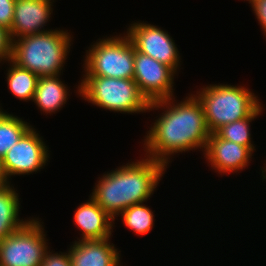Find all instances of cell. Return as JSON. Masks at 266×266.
I'll return each instance as SVG.
<instances>
[{
	"label": "cell",
	"instance_id": "9c48e42d",
	"mask_svg": "<svg viewBox=\"0 0 266 266\" xmlns=\"http://www.w3.org/2000/svg\"><path fill=\"white\" fill-rule=\"evenodd\" d=\"M127 35L136 50L158 62L169 66L175 73L180 68V55L175 40L160 27L148 23L135 22L127 29Z\"/></svg>",
	"mask_w": 266,
	"mask_h": 266
},
{
	"label": "cell",
	"instance_id": "484cf974",
	"mask_svg": "<svg viewBox=\"0 0 266 266\" xmlns=\"http://www.w3.org/2000/svg\"><path fill=\"white\" fill-rule=\"evenodd\" d=\"M266 166H264V168H263V170H262V174H261V176H263V180L264 179H266V168H265Z\"/></svg>",
	"mask_w": 266,
	"mask_h": 266
},
{
	"label": "cell",
	"instance_id": "d6986e66",
	"mask_svg": "<svg viewBox=\"0 0 266 266\" xmlns=\"http://www.w3.org/2000/svg\"><path fill=\"white\" fill-rule=\"evenodd\" d=\"M262 106L260 105L251 115L247 118L236 120L235 122L229 123L227 125L219 128L215 133L224 140H229L234 143L247 146L253 152L255 147L251 141V131L250 122L254 121L257 116L261 114Z\"/></svg>",
	"mask_w": 266,
	"mask_h": 266
},
{
	"label": "cell",
	"instance_id": "4fadbf2b",
	"mask_svg": "<svg viewBox=\"0 0 266 266\" xmlns=\"http://www.w3.org/2000/svg\"><path fill=\"white\" fill-rule=\"evenodd\" d=\"M110 238L103 240H79L70 246L72 266H122L120 254ZM113 244V245H112Z\"/></svg>",
	"mask_w": 266,
	"mask_h": 266
},
{
	"label": "cell",
	"instance_id": "30bf717a",
	"mask_svg": "<svg viewBox=\"0 0 266 266\" xmlns=\"http://www.w3.org/2000/svg\"><path fill=\"white\" fill-rule=\"evenodd\" d=\"M175 75L169 66L135 49L133 80L149 103L174 97L172 92Z\"/></svg>",
	"mask_w": 266,
	"mask_h": 266
},
{
	"label": "cell",
	"instance_id": "ba28073f",
	"mask_svg": "<svg viewBox=\"0 0 266 266\" xmlns=\"http://www.w3.org/2000/svg\"><path fill=\"white\" fill-rule=\"evenodd\" d=\"M48 152L43 138L31 127L2 157L7 181L10 183L12 175H29L44 168L50 156Z\"/></svg>",
	"mask_w": 266,
	"mask_h": 266
},
{
	"label": "cell",
	"instance_id": "3957f363",
	"mask_svg": "<svg viewBox=\"0 0 266 266\" xmlns=\"http://www.w3.org/2000/svg\"><path fill=\"white\" fill-rule=\"evenodd\" d=\"M71 41L70 33L60 29L24 36L13 40L11 60L39 77L61 75Z\"/></svg>",
	"mask_w": 266,
	"mask_h": 266
},
{
	"label": "cell",
	"instance_id": "ac0fdd59",
	"mask_svg": "<svg viewBox=\"0 0 266 266\" xmlns=\"http://www.w3.org/2000/svg\"><path fill=\"white\" fill-rule=\"evenodd\" d=\"M31 127L22 118L0 108V157L2 158Z\"/></svg>",
	"mask_w": 266,
	"mask_h": 266
},
{
	"label": "cell",
	"instance_id": "7402d4cb",
	"mask_svg": "<svg viewBox=\"0 0 266 266\" xmlns=\"http://www.w3.org/2000/svg\"><path fill=\"white\" fill-rule=\"evenodd\" d=\"M16 0H0V26L11 30Z\"/></svg>",
	"mask_w": 266,
	"mask_h": 266
},
{
	"label": "cell",
	"instance_id": "5bb4252c",
	"mask_svg": "<svg viewBox=\"0 0 266 266\" xmlns=\"http://www.w3.org/2000/svg\"><path fill=\"white\" fill-rule=\"evenodd\" d=\"M115 221L90 197L75 210L74 222L82 231L78 240H103L111 237Z\"/></svg>",
	"mask_w": 266,
	"mask_h": 266
},
{
	"label": "cell",
	"instance_id": "2e32d148",
	"mask_svg": "<svg viewBox=\"0 0 266 266\" xmlns=\"http://www.w3.org/2000/svg\"><path fill=\"white\" fill-rule=\"evenodd\" d=\"M11 183L0 185V241L20 229L30 219L19 218V195Z\"/></svg>",
	"mask_w": 266,
	"mask_h": 266
},
{
	"label": "cell",
	"instance_id": "9a60e30c",
	"mask_svg": "<svg viewBox=\"0 0 266 266\" xmlns=\"http://www.w3.org/2000/svg\"><path fill=\"white\" fill-rule=\"evenodd\" d=\"M67 88V85L60 80V75L39 77L32 101L40 111L47 114L55 113L67 102L69 95Z\"/></svg>",
	"mask_w": 266,
	"mask_h": 266
},
{
	"label": "cell",
	"instance_id": "7a4b0ae2",
	"mask_svg": "<svg viewBox=\"0 0 266 266\" xmlns=\"http://www.w3.org/2000/svg\"><path fill=\"white\" fill-rule=\"evenodd\" d=\"M166 168L163 163L146 156L129 162L110 173L105 172L95 183L91 197L115 220L129 206L148 201Z\"/></svg>",
	"mask_w": 266,
	"mask_h": 266
},
{
	"label": "cell",
	"instance_id": "5b68a950",
	"mask_svg": "<svg viewBox=\"0 0 266 266\" xmlns=\"http://www.w3.org/2000/svg\"><path fill=\"white\" fill-rule=\"evenodd\" d=\"M84 78V79H83ZM77 92L84 100L105 110L120 113H144L149 102L133 79L83 76Z\"/></svg>",
	"mask_w": 266,
	"mask_h": 266
},
{
	"label": "cell",
	"instance_id": "cb8c5ba5",
	"mask_svg": "<svg viewBox=\"0 0 266 266\" xmlns=\"http://www.w3.org/2000/svg\"><path fill=\"white\" fill-rule=\"evenodd\" d=\"M251 7L260 23L262 31H264V35L266 36V0H254L251 3Z\"/></svg>",
	"mask_w": 266,
	"mask_h": 266
},
{
	"label": "cell",
	"instance_id": "52a82bcc",
	"mask_svg": "<svg viewBox=\"0 0 266 266\" xmlns=\"http://www.w3.org/2000/svg\"><path fill=\"white\" fill-rule=\"evenodd\" d=\"M44 227L38 218L0 241V266H40L49 249Z\"/></svg>",
	"mask_w": 266,
	"mask_h": 266
},
{
	"label": "cell",
	"instance_id": "ffe728a7",
	"mask_svg": "<svg viewBox=\"0 0 266 266\" xmlns=\"http://www.w3.org/2000/svg\"><path fill=\"white\" fill-rule=\"evenodd\" d=\"M143 204L129 206L119 214L125 226L138 235L151 231L155 221L152 210Z\"/></svg>",
	"mask_w": 266,
	"mask_h": 266
},
{
	"label": "cell",
	"instance_id": "7c38bea8",
	"mask_svg": "<svg viewBox=\"0 0 266 266\" xmlns=\"http://www.w3.org/2000/svg\"><path fill=\"white\" fill-rule=\"evenodd\" d=\"M54 2V0H52ZM51 0H16L10 35L12 41L24 36L48 32L53 2ZM49 20V21H48ZM43 29V30H42Z\"/></svg>",
	"mask_w": 266,
	"mask_h": 266
},
{
	"label": "cell",
	"instance_id": "d4e9b609",
	"mask_svg": "<svg viewBox=\"0 0 266 266\" xmlns=\"http://www.w3.org/2000/svg\"><path fill=\"white\" fill-rule=\"evenodd\" d=\"M7 183L9 182L7 181V177L5 175L3 165H2V158L0 157V185H4Z\"/></svg>",
	"mask_w": 266,
	"mask_h": 266
},
{
	"label": "cell",
	"instance_id": "8fae6325",
	"mask_svg": "<svg viewBox=\"0 0 266 266\" xmlns=\"http://www.w3.org/2000/svg\"><path fill=\"white\" fill-rule=\"evenodd\" d=\"M203 153L215 172L229 175L244 170L252 159L253 151L247 146L224 140L216 133H211Z\"/></svg>",
	"mask_w": 266,
	"mask_h": 266
},
{
	"label": "cell",
	"instance_id": "277c9868",
	"mask_svg": "<svg viewBox=\"0 0 266 266\" xmlns=\"http://www.w3.org/2000/svg\"><path fill=\"white\" fill-rule=\"evenodd\" d=\"M248 89L238 85L210 84L196 92L210 133L236 120L247 118L261 105L258 97Z\"/></svg>",
	"mask_w": 266,
	"mask_h": 266
},
{
	"label": "cell",
	"instance_id": "603a6c76",
	"mask_svg": "<svg viewBox=\"0 0 266 266\" xmlns=\"http://www.w3.org/2000/svg\"><path fill=\"white\" fill-rule=\"evenodd\" d=\"M13 41L11 39L10 31L0 26V63L1 61H8L12 57Z\"/></svg>",
	"mask_w": 266,
	"mask_h": 266
},
{
	"label": "cell",
	"instance_id": "e0dca14e",
	"mask_svg": "<svg viewBox=\"0 0 266 266\" xmlns=\"http://www.w3.org/2000/svg\"><path fill=\"white\" fill-rule=\"evenodd\" d=\"M7 62L11 64L6 78L12 95L23 101L33 100L39 76L18 66L11 59Z\"/></svg>",
	"mask_w": 266,
	"mask_h": 266
},
{
	"label": "cell",
	"instance_id": "6da1fadb",
	"mask_svg": "<svg viewBox=\"0 0 266 266\" xmlns=\"http://www.w3.org/2000/svg\"><path fill=\"white\" fill-rule=\"evenodd\" d=\"M174 101L176 100L171 97L150 102L149 112L162 107L165 110L163 109L164 112L151 125L144 138L145 155L166 167L173 154L198 148H202L204 152L211 134L202 104L195 95L187 96L180 103L175 104Z\"/></svg>",
	"mask_w": 266,
	"mask_h": 266
},
{
	"label": "cell",
	"instance_id": "44dd1931",
	"mask_svg": "<svg viewBox=\"0 0 266 266\" xmlns=\"http://www.w3.org/2000/svg\"><path fill=\"white\" fill-rule=\"evenodd\" d=\"M40 266H72L69 251L58 254L47 250Z\"/></svg>",
	"mask_w": 266,
	"mask_h": 266
},
{
	"label": "cell",
	"instance_id": "8992f818",
	"mask_svg": "<svg viewBox=\"0 0 266 266\" xmlns=\"http://www.w3.org/2000/svg\"><path fill=\"white\" fill-rule=\"evenodd\" d=\"M98 40L86 50L83 76L133 79L136 48L129 36L124 33Z\"/></svg>",
	"mask_w": 266,
	"mask_h": 266
},
{
	"label": "cell",
	"instance_id": "4316f807",
	"mask_svg": "<svg viewBox=\"0 0 266 266\" xmlns=\"http://www.w3.org/2000/svg\"><path fill=\"white\" fill-rule=\"evenodd\" d=\"M246 1H249V3L251 4L254 0H246Z\"/></svg>",
	"mask_w": 266,
	"mask_h": 266
}]
</instances>
